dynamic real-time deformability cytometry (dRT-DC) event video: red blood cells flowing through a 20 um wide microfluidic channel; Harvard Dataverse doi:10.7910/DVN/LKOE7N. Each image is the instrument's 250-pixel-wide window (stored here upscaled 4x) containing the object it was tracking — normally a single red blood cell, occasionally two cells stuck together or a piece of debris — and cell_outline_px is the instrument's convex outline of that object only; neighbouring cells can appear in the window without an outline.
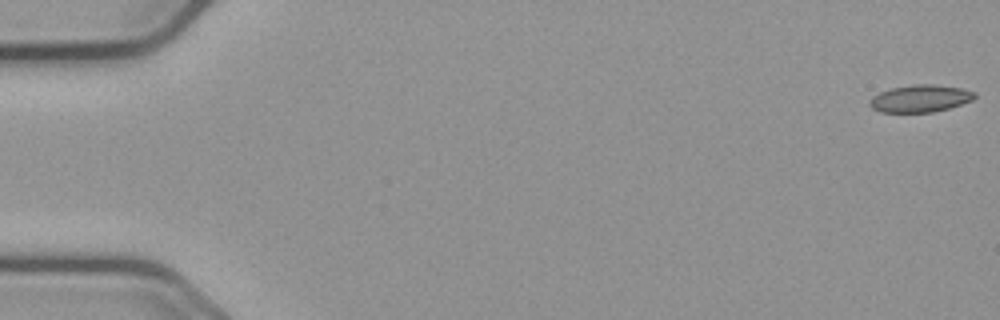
{"species": "common noctule bat (a hibernating species)", "species_latin": "Nyctalus noctula", "temperature_condition": "cold", "stored_images_in_passage": 57, "camera_frame_rate_fps": 3000, "um_per_image_px": 0.085, "animal": {"sex": "male", "body_mass_g": 23.1, "forearm_length_mm": 52.7}, "frame": {"image": 1, "passage_image": 1, "time_ms": 0.0, "image_size_px": [1000, 320], "cell_outline_px": [[976, 96], [972, 100], [948, 108], [932, 112], [880, 112], [872, 108], [868, 104], [868, 100], [872, 96], [880, 92], [892, 88], [912, 84], [932, 84], [960, 88], [976, 92]], "centroid_in_image_um": [78.18, 8.37], "position_along_channel_um": 6.8, "area_um2": 16.65}}
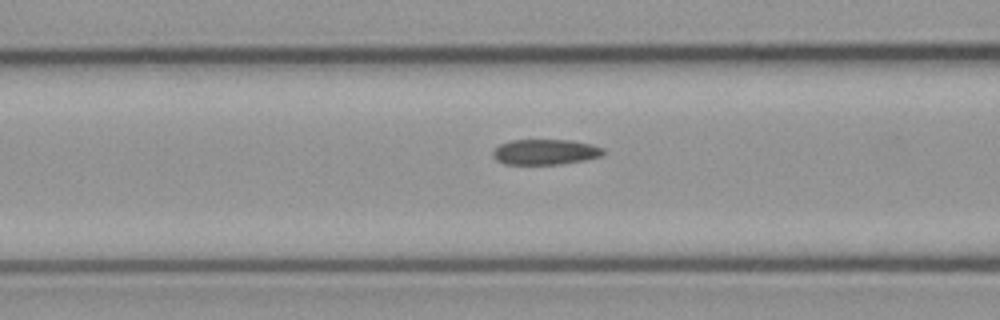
{"frame": {"image": 2, "passage_image": 23, "time_ms": 7.333, "image_size_px": [1000, 320], "cell_outline_px": [[604, 152], [600, 156], [584, 160], [560, 164], [504, 164], [496, 160], [492, 156], [492, 152], [500, 144], [512, 140], [572, 140], [592, 144], [604, 148]], "centroid_in_image_um": [46.34, 12.91], "position_along_channel_um": 120.3, "area_um2": 16.36}}
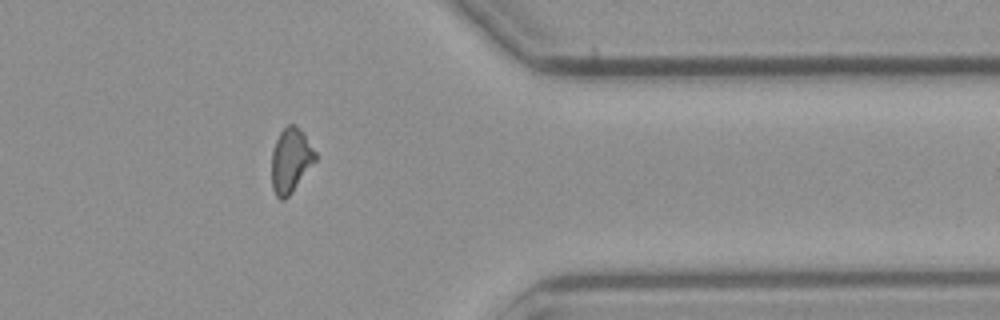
{"frame": {"image": 3, "passage_image": 46, "time_ms": 15.0, "image_size_px": [1000, 320], "cell_outline_px": [[316, 160], [292, 192], [284, 200], [280, 200], [276, 196], [272, 188], [272, 152], [276, 140], [280, 132], [288, 124], [292, 124], [304, 132], [316, 152]], "centroid_in_image_um": [24.71, 13.63], "position_along_channel_um": 386.7, "area_um2": 16.36}, "authors_computed_cell_mechanics": {"area_um2": 16.6464, "velocity_mm_per_s": 3.6682, "shape_relaxation_time_tau1_ms": null, "shape_relaxation_time_tau2_ms": 3.2525, "deformation_change_tau1": null, "deformation_change_tau2": 0.0962}}